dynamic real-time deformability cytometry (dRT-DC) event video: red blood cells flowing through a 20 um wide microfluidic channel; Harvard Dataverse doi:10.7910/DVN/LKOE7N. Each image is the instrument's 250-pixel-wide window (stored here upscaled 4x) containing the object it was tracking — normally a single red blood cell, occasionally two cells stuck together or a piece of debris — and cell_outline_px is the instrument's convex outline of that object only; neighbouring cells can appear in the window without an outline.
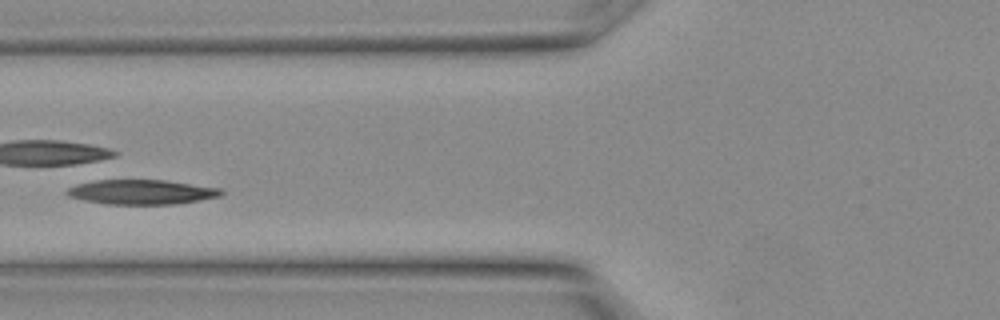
{"species": "Egyptian fruit bat (a non-hibernating species)", "species_latin": "Rousettus aegyptiacus", "temperature_condition": "warm", "stored_images_in_passage": 10, "camera_frame_rate_fps": 3000, "um_per_image_px": 0.085, "animal": {"sex": "female"}, "frame": {"image": 1, "passage_image": 7, "time_ms": 2.0, "image_size_px": [1000, 320], "cell_outline_px": [[224, 192], [220, 196], [176, 204], [108, 204], [84, 200], [68, 196], [64, 192], [68, 188], [76, 184], [96, 180], [164, 180], [220, 188]], "centroid_in_image_um": [12.0, 16.32], "position_along_channel_um": 113.8, "area_um2": 22.02}}
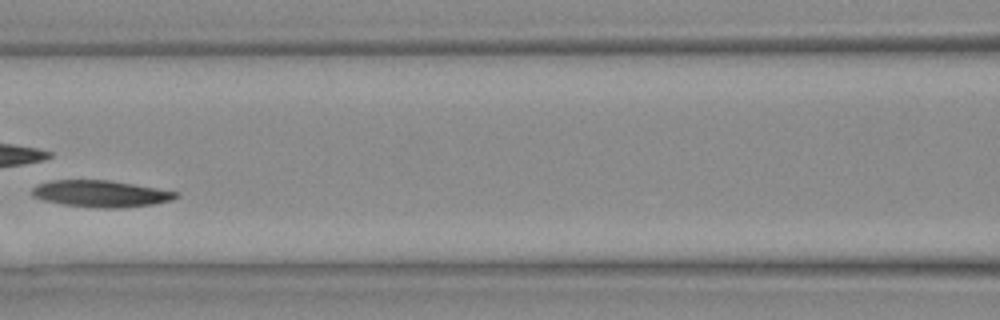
{"frame": {"image": 2, "passage_image": 9, "time_ms": 2.667, "image_size_px": [1000, 320], "cell_outline_px": [[180, 196], [172, 200], [152, 204], [124, 208], [96, 208], [60, 204], [44, 200], [32, 196], [32, 188], [40, 184], [52, 180], [108, 180], [180, 192]], "centroid_in_image_um": [8.59, 16.47], "position_along_channel_um": 158.0, "area_um2": 22.37}}